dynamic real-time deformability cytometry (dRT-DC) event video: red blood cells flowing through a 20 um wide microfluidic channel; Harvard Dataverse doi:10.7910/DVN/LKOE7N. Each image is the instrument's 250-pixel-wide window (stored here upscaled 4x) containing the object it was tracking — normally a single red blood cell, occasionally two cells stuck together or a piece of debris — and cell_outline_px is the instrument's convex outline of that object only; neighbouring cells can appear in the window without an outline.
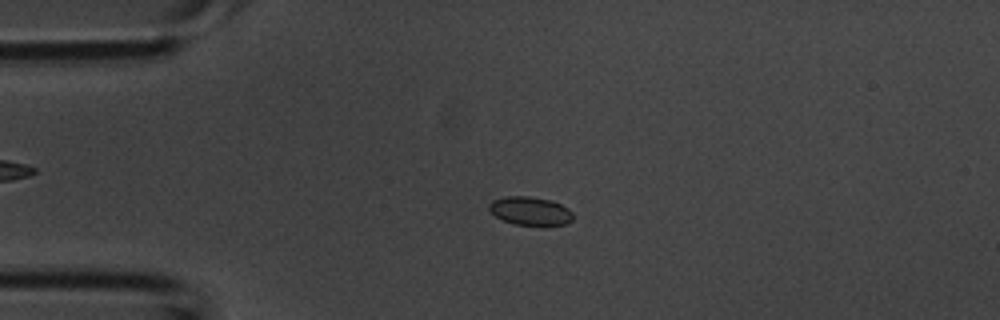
{"species": "common noctule bat (a hibernating species)", "species_latin": "Nyctalus noctula", "temperature_condition": "room temperature", "stored_images_in_passage": 43, "camera_frame_rate_fps": 3000, "um_per_image_px": 0.085, "animal": {"sex": "male", "body_mass_g": 20.1, "forearm_length_mm": 53.5}, "frame": {"image": 1, "passage_image": 10, "time_ms": 3.0, "image_size_px": [1000, 320], "cell_outline_px": [[572, 220], [568, 224], [544, 228], [516, 224], [504, 220], [496, 216], [488, 208], [488, 204], [492, 200], [504, 196], [528, 196], [552, 200], [568, 208], [572, 212]], "centroid_in_image_um": [45.11, 17.97], "position_along_channel_um": 39.9, "area_um2": 14.45}}
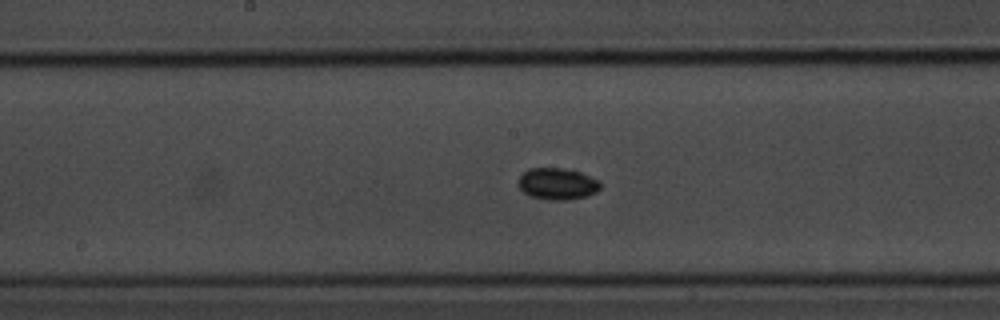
{"frame": {"image": 2, "passage_image": 22, "time_ms": 7.0, "image_size_px": [1000, 320], "cell_outline_px": [[600, 188], [596, 192], [584, 196], [568, 200], [548, 200], [528, 196], [520, 188], [520, 176], [528, 168], [564, 168], [580, 172], [600, 180]], "centroid_in_image_um": [47.38, 15.62], "position_along_channel_um": 200.8, "area_um2": 15.09}}
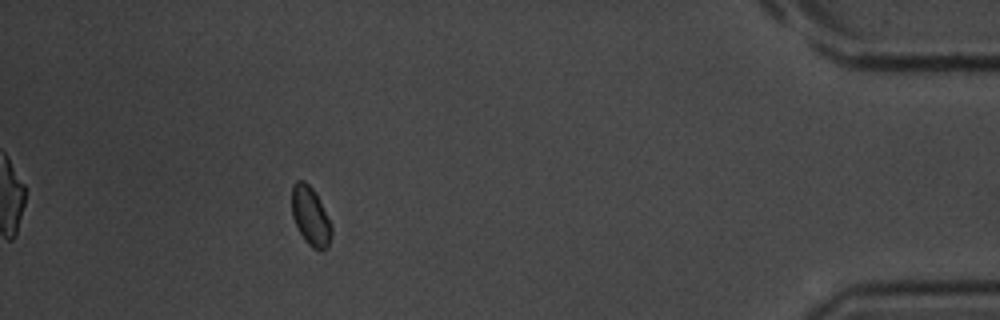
{"frame": {"image": 3, "passage_image": 39, "time_ms": 12.667, "image_size_px": [1000, 320], "cell_outline_px": [[332, 236], [328, 248], [312, 248], [304, 240], [292, 216], [292, 184], [296, 180], [304, 180], [316, 192], [332, 228]], "centroid_in_image_um": [26.38, 18.35], "position_along_channel_um": 408.8, "area_um2": 13.47}}